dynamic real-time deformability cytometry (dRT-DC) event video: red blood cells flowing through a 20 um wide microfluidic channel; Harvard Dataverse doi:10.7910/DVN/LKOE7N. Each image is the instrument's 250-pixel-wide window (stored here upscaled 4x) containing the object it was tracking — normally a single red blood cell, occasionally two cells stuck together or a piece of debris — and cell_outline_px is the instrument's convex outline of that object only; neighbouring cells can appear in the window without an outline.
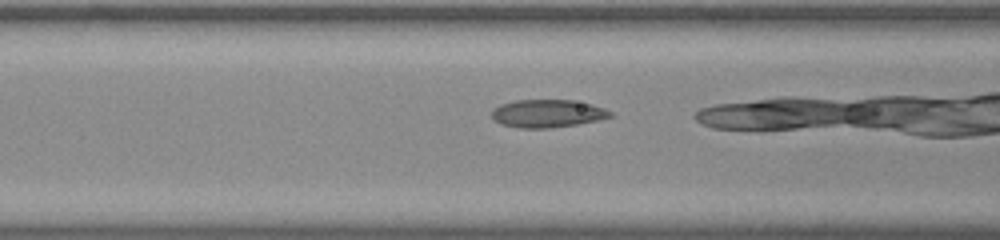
{"species": "common noctule bat (a hibernating species)", "species_latin": "Nyctalus noctula", "temperature_condition": "room temperature", "stored_images_in_passage": 37, "camera_frame_rate_fps": 3000, "um_per_image_px": 0.085, "animal": {"sex": "male", "body_mass_g": 20.0, "forearm_length_mm": 53.3}, "frame": {"image": 1, "passage_image": 16, "time_ms": 5.0, "image_size_px": [1000, 240], "cell_outline_px": [[616, 116], [600, 120], [576, 124], [548, 128], [520, 128], [500, 124], [492, 116], [492, 108], [500, 104], [516, 100], [572, 100], [592, 104], [604, 108], [612, 112]], "centroid_in_image_um": [46.56, 9.64], "position_along_channel_um": 120.0, "area_um2": 19.36}}
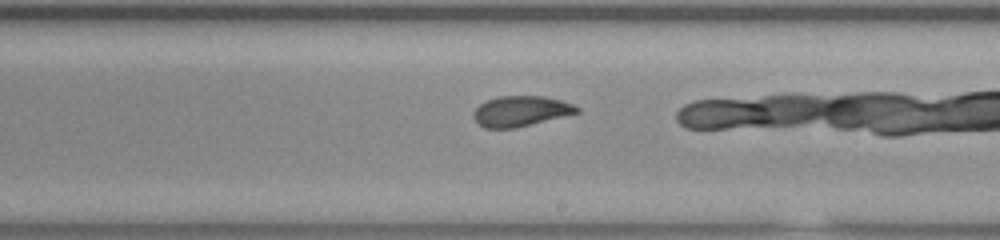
{"frame": {"image": 2, "passage_image": 26, "time_ms": 8.333, "image_size_px": [1000, 240], "cell_outline_px": [[580, 112], [516, 128], [484, 128], [472, 116], [476, 108], [480, 104], [488, 100], [500, 96], [544, 96], [560, 100], [572, 104], [580, 108]], "centroid_in_image_um": [44.27, 9.45], "position_along_channel_um": 244.7, "area_um2": 18.15}}
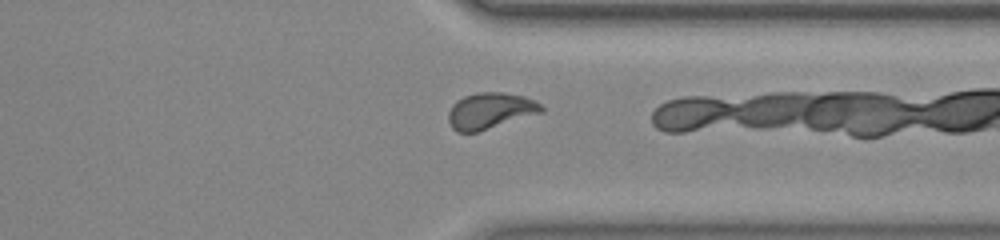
{"frame": {"image": 3, "passage_image": 36, "time_ms": 11.667, "image_size_px": [1000, 240], "cell_outline_px": [[544, 112], [476, 132], [456, 132], [452, 128], [448, 120], [448, 112], [452, 104], [456, 100], [464, 96], [476, 92], [504, 92], [524, 96], [536, 100], [544, 108]], "centroid_in_image_um": [41.66, 9.4], "position_along_channel_um": 369.7, "area_um2": 19.77}}